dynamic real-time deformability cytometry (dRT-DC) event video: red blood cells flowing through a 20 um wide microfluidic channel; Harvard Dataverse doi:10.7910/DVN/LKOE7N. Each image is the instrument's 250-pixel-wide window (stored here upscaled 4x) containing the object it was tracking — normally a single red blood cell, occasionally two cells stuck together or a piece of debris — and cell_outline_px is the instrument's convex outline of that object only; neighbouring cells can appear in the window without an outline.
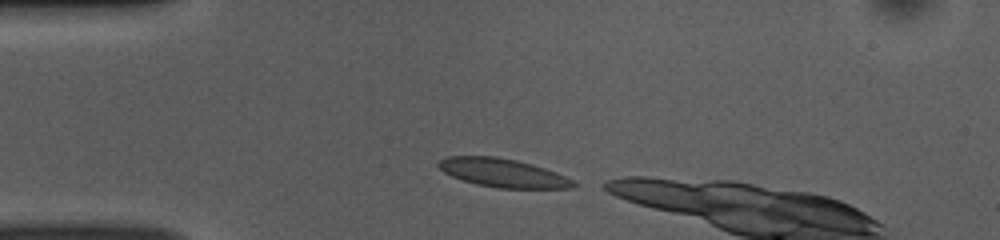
{"species": "common noctule bat (a hibernating species)", "species_latin": "Nyctalus noctula", "temperature_condition": "room temperature", "stored_images_in_passage": 8, "camera_frame_rate_fps": 3000, "um_per_image_px": 0.085, "animal": {"sex": "female", "body_mass_g": 10.0, "forearm_length_mm": 53.1}, "frame": {"image": 1, "passage_image": 1, "time_ms": 0.0, "image_size_px": [1000, 240], "cell_outline_px": [[580, 184], [572, 188], [496, 188], [476, 184], [452, 176], [444, 172], [436, 164], [440, 160], [448, 156], [496, 156], [516, 160], [532, 164], [556, 172]], "centroid_in_image_um": [42.75, 14.69], "position_along_channel_um": 42.2, "area_um2": 22.37}}
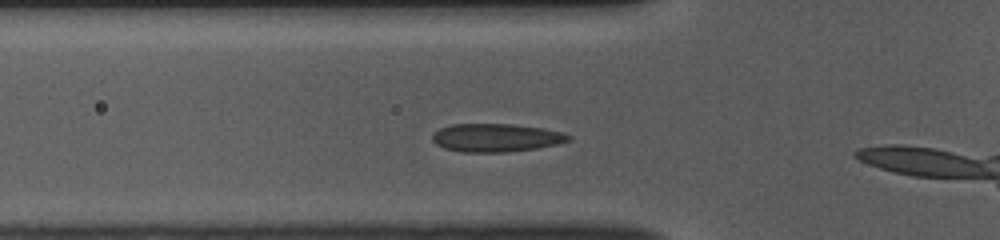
{"frame": {"image": 2, "passage_image": 6, "time_ms": 1.667, "image_size_px": [1000, 240], "cell_outline_px": [[572, 140], [556, 144], [536, 148], [508, 152], [460, 152], [444, 148], [436, 144], [432, 140], [432, 132], [440, 128], [452, 124], [512, 124], [544, 128], [560, 132], [572, 136]], "centroid_in_image_um": [42.14, 11.7], "position_along_channel_um": 83.7, "area_um2": 22.48}}